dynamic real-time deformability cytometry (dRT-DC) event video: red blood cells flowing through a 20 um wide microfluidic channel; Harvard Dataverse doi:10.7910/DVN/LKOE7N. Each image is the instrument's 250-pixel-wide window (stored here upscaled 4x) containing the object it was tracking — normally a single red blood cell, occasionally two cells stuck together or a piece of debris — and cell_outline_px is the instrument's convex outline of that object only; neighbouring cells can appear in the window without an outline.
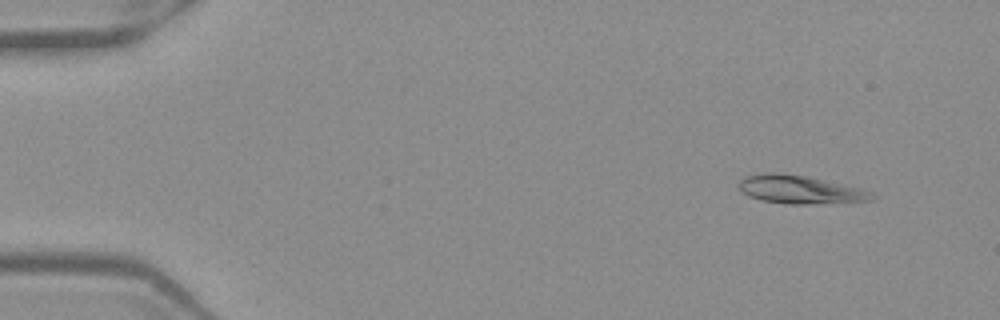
{"species": "Egyptian fruit bat (a non-hibernating species)", "species_latin": "Rousettus aegyptiacus", "temperature_condition": "warm", "stored_images_in_passage": 52, "camera_frame_rate_fps": 3000, "um_per_image_px": 0.085, "frame": {"image": 1, "passage_image": 5, "time_ms": 1.333, "image_size_px": [1000, 320], "cell_outline_px": [[880, 196], [876, 200], [808, 204], [788, 204], [760, 200], [748, 196], [740, 192], [740, 180], [744, 176], [764, 172], [772, 172], [804, 176], [864, 188]], "centroid_in_image_um": [68.05, 16.12], "position_along_channel_um": 16.9, "area_um2": 22.14}}
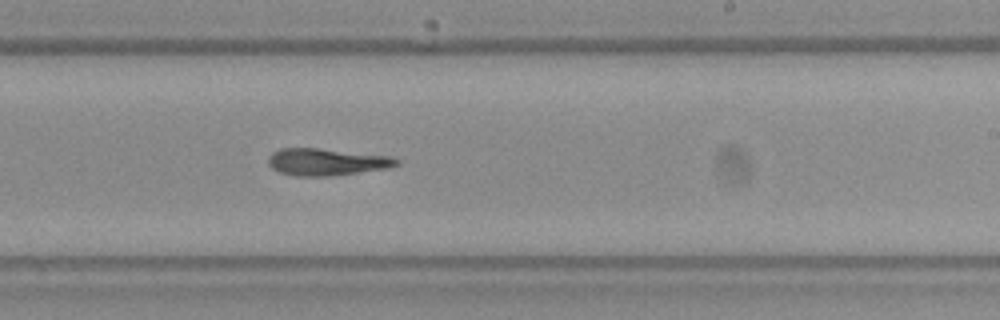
{"frame": {"image": 2, "passage_image": 32, "time_ms": 10.333, "image_size_px": [1000, 320], "cell_outline_px": [[400, 164], [392, 168], [328, 176], [296, 176], [280, 172], [272, 168], [268, 164], [268, 156], [272, 152], [280, 148], [316, 148], [392, 156], [400, 160]], "centroid_in_image_um": [27.79, 13.76], "position_along_channel_um": 261.2, "area_um2": 20.35}}
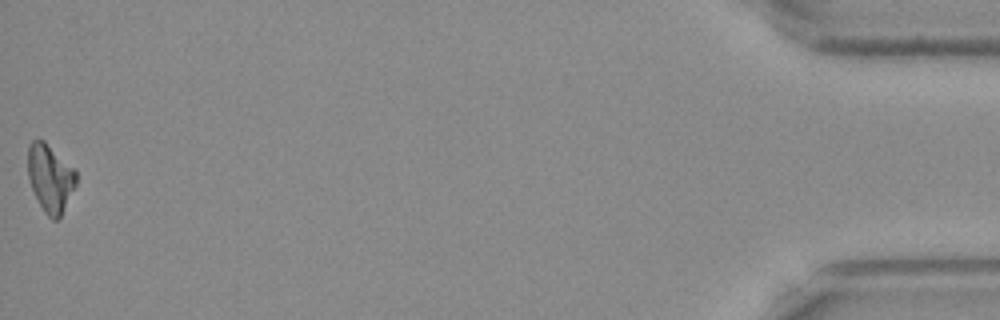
{"frame": {"image": 3, "passage_image": 52, "time_ms": 17.0, "image_size_px": [1000, 320], "cell_outline_px": [[76, 184], [60, 216], [56, 220], [52, 220], [44, 212], [32, 188], [28, 176], [28, 144], [32, 140], [44, 140], [76, 168]], "centroid_in_image_um": [4.28, 15.09], "position_along_channel_um": 430.9, "area_um2": 19.02}}